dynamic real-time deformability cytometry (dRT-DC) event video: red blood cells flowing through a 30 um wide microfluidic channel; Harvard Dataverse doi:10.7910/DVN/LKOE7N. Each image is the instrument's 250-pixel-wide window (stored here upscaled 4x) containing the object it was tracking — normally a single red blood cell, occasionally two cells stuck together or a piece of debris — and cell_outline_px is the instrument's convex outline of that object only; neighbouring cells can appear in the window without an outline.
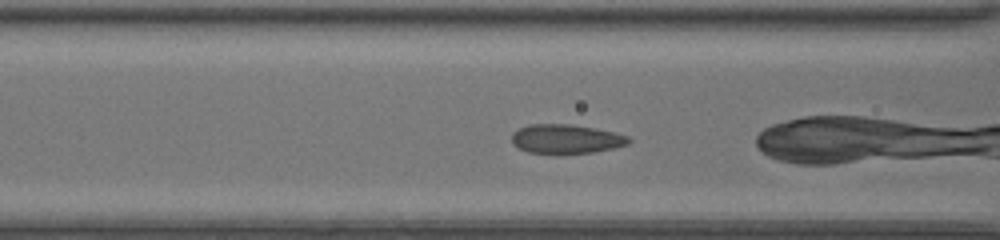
{"species": "common noctule bat (a hibernating species)", "species_latin": "Nyctalus noctula", "temperature_condition": "room temperature", "stored_images_in_passage": 22, "camera_frame_rate_fps": 3000, "um_per_image_px": 0.085, "animal": {"sex": "female", "body_mass_g": 20.0, "forearm_length_mm": 54.0}, "frame": {"image": 1, "passage_image": 5, "time_ms": 1.333, "image_size_px": [1000, 240], "cell_outline_px": [[632, 140], [624, 144], [612, 148], [588, 152], [532, 152], [520, 148], [512, 140], [512, 136], [520, 128], [532, 124], [564, 124], [592, 128], [612, 132], [624, 136]], "centroid_in_image_um": [48.09, 11.79], "position_along_channel_um": 118.5, "area_um2": 18.61}}
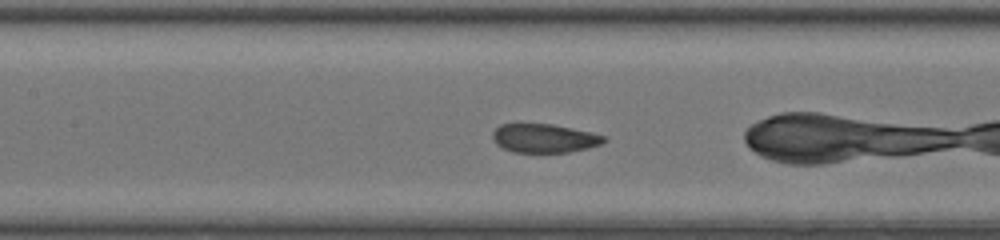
{"frame": {"image": 2, "passage_image": 8, "time_ms": 2.333, "image_size_px": [1000, 240], "cell_outline_px": [[604, 140], [600, 144], [568, 152], [516, 152], [504, 148], [492, 136], [496, 128], [500, 124], [548, 124], [588, 132], [604, 136]], "centroid_in_image_um": [46.23, 11.75], "position_along_channel_um": 161.2, "area_um2": 17.8}}
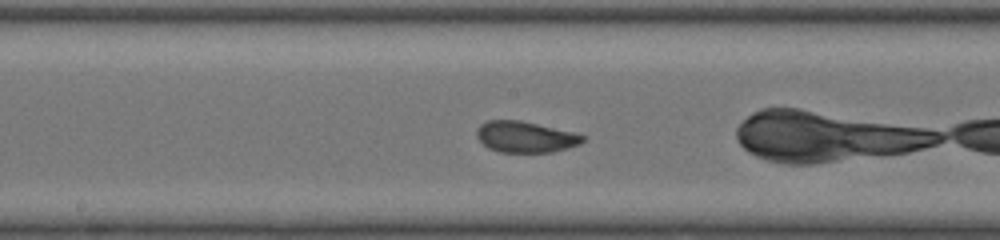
{"frame": {"image": 3, "passage_image": 11, "time_ms": 3.333, "image_size_px": [1000, 240], "cell_outline_px": [[584, 140], [576, 144], [564, 148], [548, 152], [504, 152], [492, 148], [484, 144], [480, 140], [476, 132], [480, 124], [488, 120], [516, 120], [536, 124], [584, 136]], "centroid_in_image_um": [44.58, 11.63], "position_along_channel_um": 203.6, "area_um2": 18.26}}